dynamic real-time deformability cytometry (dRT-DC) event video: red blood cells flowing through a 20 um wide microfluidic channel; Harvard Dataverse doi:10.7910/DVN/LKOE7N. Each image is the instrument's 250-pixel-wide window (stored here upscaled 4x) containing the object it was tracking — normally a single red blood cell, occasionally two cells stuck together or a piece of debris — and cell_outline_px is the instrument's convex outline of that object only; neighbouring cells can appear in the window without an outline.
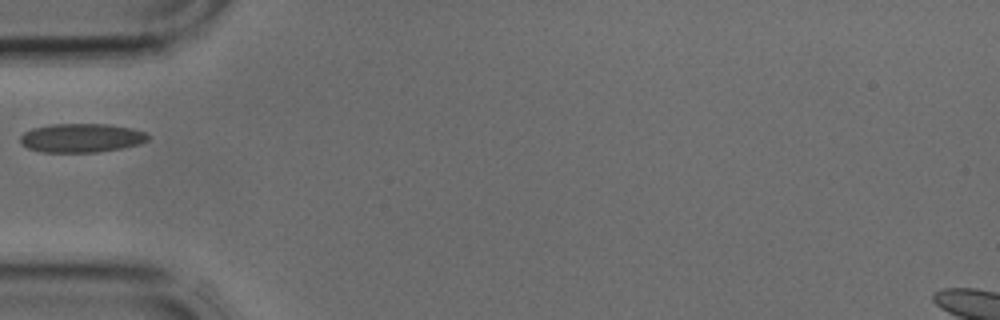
{"species": "common noctule bat (a hibernating species)", "species_latin": "Nyctalus noctula", "temperature_condition": "cold", "stored_images_in_passage": 1, "camera_frame_rate_fps": 3000, "um_per_image_px": 0.085, "animal": {"sex": "male", "body_mass_g": 17.9, "forearm_length_mm": 54.2}, "frame": {"image": 1, "passage_image": 1, "time_ms": 0.0, "image_size_px": [1000, 320], "cell_outline_px": [[152, 136], [148, 140], [140, 144], [124, 148], [96, 152], [44, 152], [28, 148], [20, 144], [20, 136], [24, 132], [32, 128], [52, 124], [108, 124], [132, 128], [144, 132]], "centroid_in_image_um": [6.94, 11.72], "position_along_channel_um": 78.1, "area_um2": 21.68}}